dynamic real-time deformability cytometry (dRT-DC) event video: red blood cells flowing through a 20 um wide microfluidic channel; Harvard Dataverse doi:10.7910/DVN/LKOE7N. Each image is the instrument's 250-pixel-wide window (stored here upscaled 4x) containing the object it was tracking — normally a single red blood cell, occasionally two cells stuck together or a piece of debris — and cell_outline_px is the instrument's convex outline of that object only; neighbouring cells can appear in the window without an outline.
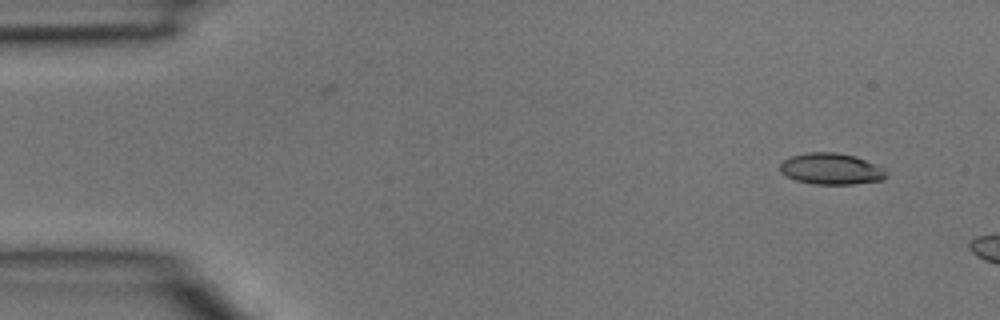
{"species": "common noctule bat (a hibernating species)", "species_latin": "Nyctalus noctula", "temperature_condition": "room temperature", "stored_images_in_passage": 2, "camera_frame_rate_fps": 3000, "um_per_image_px": 0.085, "animal": {"sex": "male", "body_mass_g": 15.6}, "frame": {"image": 1, "passage_image": 2, "time_ms": 0.333, "image_size_px": [1000, 320], "cell_outline_px": [[888, 176], [884, 180], [852, 184], [812, 184], [796, 180], [780, 172], [780, 164], [784, 160], [792, 156], [808, 152], [836, 152], [856, 156], [876, 164], [884, 168], [888, 172]], "centroid_in_image_um": [70.7, 14.35], "position_along_channel_um": 14.3, "area_um2": 19.54}}